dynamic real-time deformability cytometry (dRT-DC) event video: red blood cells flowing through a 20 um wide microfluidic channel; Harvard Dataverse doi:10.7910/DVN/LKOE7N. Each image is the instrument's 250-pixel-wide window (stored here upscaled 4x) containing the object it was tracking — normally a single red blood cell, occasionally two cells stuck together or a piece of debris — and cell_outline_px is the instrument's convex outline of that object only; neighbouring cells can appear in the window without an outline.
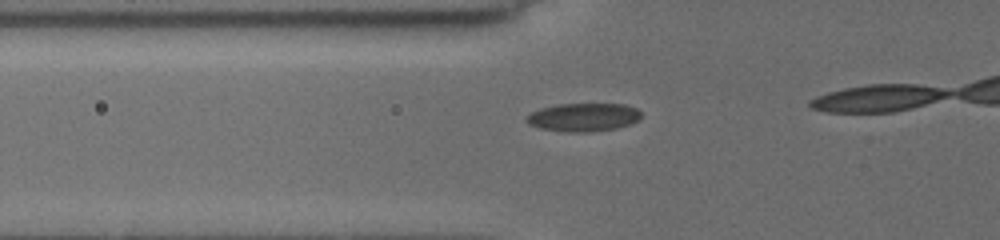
{"species": "common noctule bat (a hibernating species)", "species_latin": "Nyctalus noctula", "temperature_condition": "cold", "stored_images_in_passage": 11, "camera_frame_rate_fps": 3000, "um_per_image_px": 0.085, "animal": {"sex": "female", "body_mass_g": 19.5, "forearm_length_mm": 54.1}, "frame": {"image": 1, "passage_image": 4, "time_ms": 0.333, "image_size_px": [1000, 240], "cell_outline_px": [[640, 116], [636, 120], [628, 124], [612, 128], [544, 128], [532, 124], [528, 120], [528, 116], [532, 112], [540, 108], [556, 104], [624, 104], [636, 108], [640, 112]], "centroid_in_image_um": [49.64, 9.86], "position_along_channel_um": 76.2, "area_um2": 16.99}}
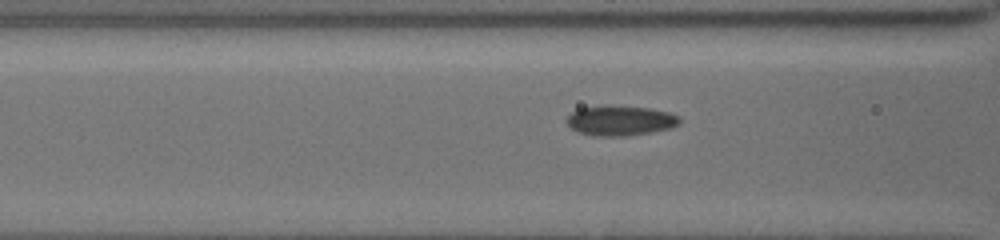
{"frame": {"image": 2, "passage_image": 8, "time_ms": 1.333, "image_size_px": [1000, 240], "cell_outline_px": [[680, 120], [676, 124], [668, 128], [648, 132], [620, 136], [600, 136], [580, 132], [572, 128], [568, 124], [568, 116], [576, 108], [600, 104], [604, 104], [652, 108], [668, 112], [676, 116]], "centroid_in_image_um": [52.66, 10.2], "position_along_channel_um": 113.9, "area_um2": 19.54}}